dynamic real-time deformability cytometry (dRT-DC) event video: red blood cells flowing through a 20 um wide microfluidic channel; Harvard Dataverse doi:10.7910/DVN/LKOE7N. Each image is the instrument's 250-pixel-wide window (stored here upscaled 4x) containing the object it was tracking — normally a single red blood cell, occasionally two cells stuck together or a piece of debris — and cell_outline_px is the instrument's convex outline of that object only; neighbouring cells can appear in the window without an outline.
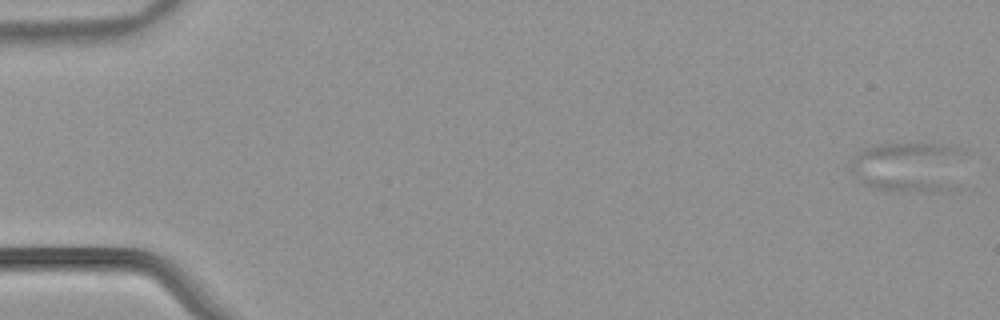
{"species": "common noctule bat (a hibernating species)", "species_latin": "Nyctalus noctula", "temperature_condition": "warm", "stored_images_in_passage": 54, "camera_frame_rate_fps": 3000, "um_per_image_px": 0.085, "animal": {"sex": "male", "body_mass_g": 21.5, "forearm_length_mm": 52.0}, "frame": {"image": 1, "passage_image": 1, "time_ms": 0.0, "image_size_px": [1000, 320], "cell_outline_px": [[964, 152], [960, 188], [944, 192], [900, 192], [876, 188], [864, 184], [852, 172], [852, 156], [864, 148], [880, 144], [944, 144], [960, 148]], "centroid_in_image_um": [77.35, 14.22], "position_along_channel_um": 7.7, "area_um2": 34.56}}
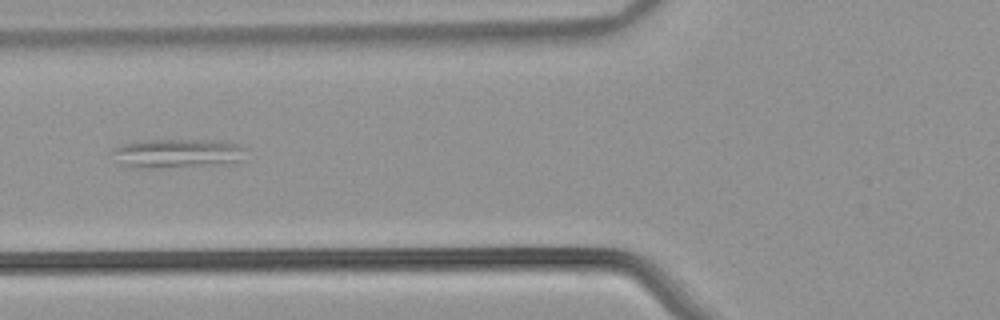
{"frame": {"image": 2, "passage_image": 22, "time_ms": 7.0, "image_size_px": [1000, 320], "cell_outline_px": [[248, 148], [244, 160], [232, 164], [156, 168], [132, 168], [124, 164], [112, 152], [112, 148], [120, 144], [140, 140], [212, 140], [236, 144]], "centroid_in_image_um": [15.16, 13.04], "position_along_channel_um": 110.6, "area_um2": 23.0}}
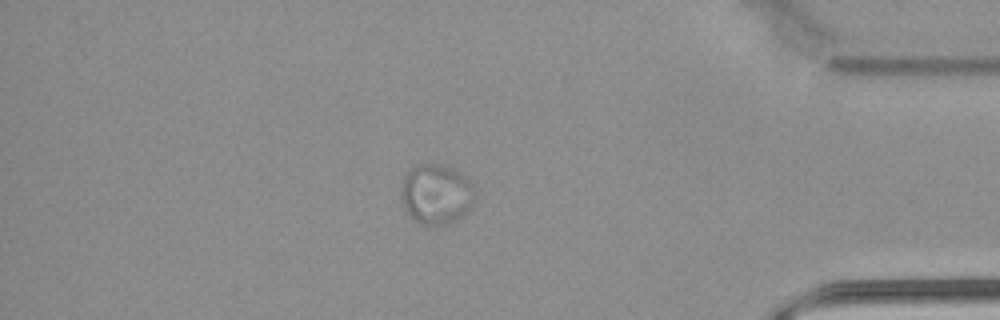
{"frame": {"image": 3, "passage_image": 47, "time_ms": 15.333, "image_size_px": [1000, 320], "cell_outline_px": [[476, 204], [468, 212], [456, 220], [444, 224], [428, 228], [420, 224], [404, 208], [400, 196], [400, 188], [404, 176], [412, 168], [420, 164], [448, 164], [460, 172], [476, 188]], "centroid_in_image_um": [37.12, 16.52], "position_along_channel_um": 398.1, "area_um2": 26.65}}